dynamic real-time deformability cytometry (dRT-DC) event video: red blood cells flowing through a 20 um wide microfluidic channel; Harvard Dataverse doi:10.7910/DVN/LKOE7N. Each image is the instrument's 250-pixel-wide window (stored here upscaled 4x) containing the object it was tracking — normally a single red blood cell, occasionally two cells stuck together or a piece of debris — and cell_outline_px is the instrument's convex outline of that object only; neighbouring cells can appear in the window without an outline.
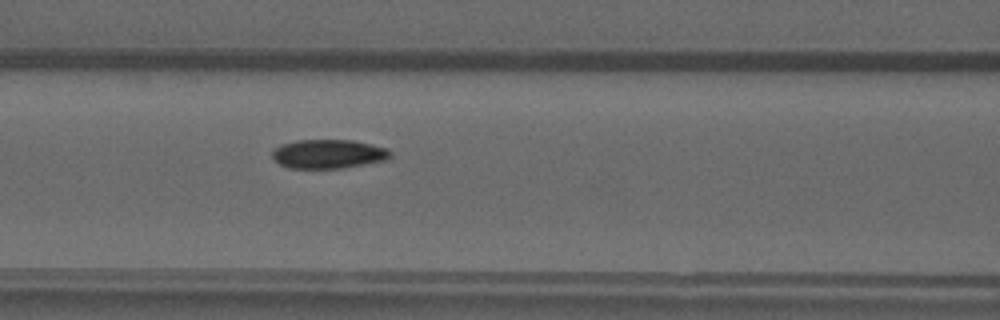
{"species": "common noctule bat (a hibernating species)", "species_latin": "Nyctalus noctula", "temperature_condition": "warm", "stored_images_in_passage": 36, "camera_frame_rate_fps": 3000, "um_per_image_px": 0.085, "animal": {"sex": "male", "forearm_length_mm": 52.5}, "frame": {"image": 1, "passage_image": 8, "time_ms": 2.333, "image_size_px": [1000, 320], "cell_outline_px": [[392, 156], [388, 160], [340, 168], [288, 168], [272, 160], [272, 152], [280, 144], [296, 140], [352, 140], [372, 144], [388, 148], [392, 152]], "centroid_in_image_um": [27.92, 13.08], "position_along_channel_um": 138.7, "area_um2": 20.17}}
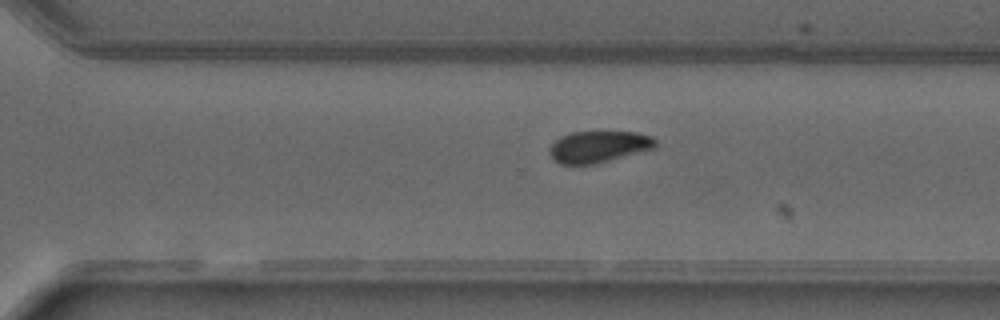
{"frame": {"image": 2, "passage_image": 21, "time_ms": 6.667, "image_size_px": [1000, 320], "cell_outline_px": [[656, 148], [592, 164], [560, 164], [552, 160], [548, 152], [548, 148], [560, 136], [572, 132], [600, 128], [636, 132], [652, 136], [656, 140]], "centroid_in_image_um": [50.87, 12.4], "position_along_channel_um": 319.7, "area_um2": 20.4}}
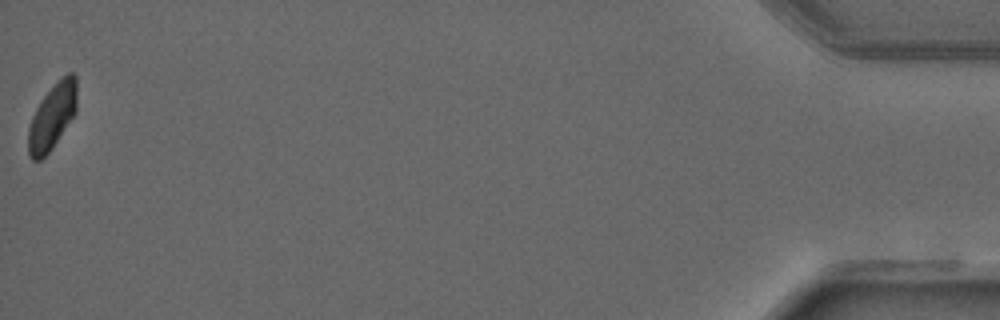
{"frame": {"image": 3, "passage_image": 36, "time_ms": 11.667, "image_size_px": [1000, 320], "cell_outline_px": [[76, 112], [52, 148], [40, 160], [32, 160], [28, 152], [28, 128], [32, 116], [40, 100], [68, 72], [72, 72], [76, 76]], "centroid_in_image_um": [4.43, 9.93], "position_along_channel_um": 430.8, "area_um2": 18.26}}